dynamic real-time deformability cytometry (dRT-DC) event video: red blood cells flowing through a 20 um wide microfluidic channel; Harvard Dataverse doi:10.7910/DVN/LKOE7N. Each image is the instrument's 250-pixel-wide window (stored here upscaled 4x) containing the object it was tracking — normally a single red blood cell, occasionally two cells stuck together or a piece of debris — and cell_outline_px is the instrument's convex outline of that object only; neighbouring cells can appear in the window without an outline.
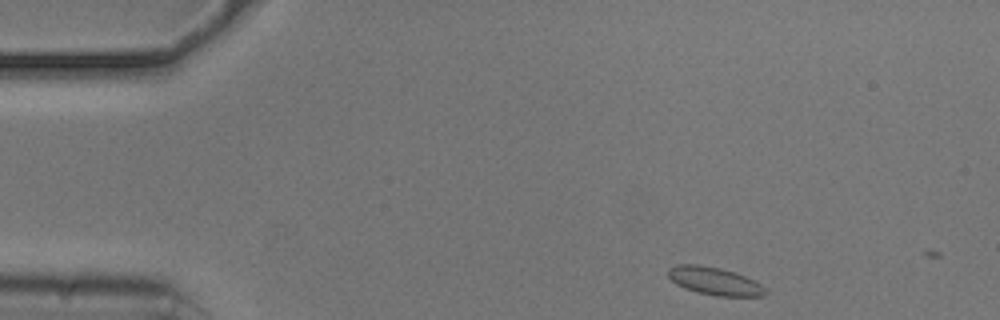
{"species": "common noctule bat (a hibernating species)", "species_latin": "Nyctalus noctula", "temperature_condition": "cold", "stored_images_in_passage": 5, "camera_frame_rate_fps": 3000, "um_per_image_px": 0.085, "animal": {"sex": "male", "body_mass_g": 20.5, "forearm_length_mm": 52.5}, "frame": {"image": 1, "passage_image": 1, "time_ms": 0.0, "image_size_px": [1000, 320], "cell_outline_px": [[768, 292], [764, 296], [716, 296], [696, 292], [684, 288], [676, 284], [668, 276], [668, 268], [680, 264], [696, 264], [720, 268], [736, 272], [760, 284]], "centroid_in_image_um": [60.72, 23.89], "position_along_channel_um": 24.3, "area_um2": 15.72}}